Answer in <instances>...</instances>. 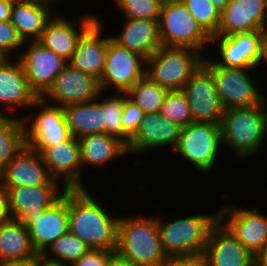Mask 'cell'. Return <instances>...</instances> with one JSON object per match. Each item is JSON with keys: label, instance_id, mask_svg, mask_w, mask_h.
Instances as JSON below:
<instances>
[{"label": "cell", "instance_id": "1", "mask_svg": "<svg viewBox=\"0 0 267 266\" xmlns=\"http://www.w3.org/2000/svg\"><path fill=\"white\" fill-rule=\"evenodd\" d=\"M100 204L88 188L67 189L68 231L91 249L116 251L120 217Z\"/></svg>", "mask_w": 267, "mask_h": 266}, {"label": "cell", "instance_id": "2", "mask_svg": "<svg viewBox=\"0 0 267 266\" xmlns=\"http://www.w3.org/2000/svg\"><path fill=\"white\" fill-rule=\"evenodd\" d=\"M220 127L223 148L229 147L237 160L254 157L267 140V99L254 106L224 110Z\"/></svg>", "mask_w": 267, "mask_h": 266}, {"label": "cell", "instance_id": "3", "mask_svg": "<svg viewBox=\"0 0 267 266\" xmlns=\"http://www.w3.org/2000/svg\"><path fill=\"white\" fill-rule=\"evenodd\" d=\"M116 253L134 266H163L169 257L160 240L157 217L120 216Z\"/></svg>", "mask_w": 267, "mask_h": 266}, {"label": "cell", "instance_id": "4", "mask_svg": "<svg viewBox=\"0 0 267 266\" xmlns=\"http://www.w3.org/2000/svg\"><path fill=\"white\" fill-rule=\"evenodd\" d=\"M157 216L161 243L168 257L203 254L212 227L219 221V212L191 214L163 223Z\"/></svg>", "mask_w": 267, "mask_h": 266}, {"label": "cell", "instance_id": "5", "mask_svg": "<svg viewBox=\"0 0 267 266\" xmlns=\"http://www.w3.org/2000/svg\"><path fill=\"white\" fill-rule=\"evenodd\" d=\"M203 59L191 48L161 46L146 59L145 75L168 91L182 90Z\"/></svg>", "mask_w": 267, "mask_h": 266}, {"label": "cell", "instance_id": "6", "mask_svg": "<svg viewBox=\"0 0 267 266\" xmlns=\"http://www.w3.org/2000/svg\"><path fill=\"white\" fill-rule=\"evenodd\" d=\"M158 28L162 46L186 47L203 54V49L211 44V37L182 1L162 4Z\"/></svg>", "mask_w": 267, "mask_h": 266}, {"label": "cell", "instance_id": "7", "mask_svg": "<svg viewBox=\"0 0 267 266\" xmlns=\"http://www.w3.org/2000/svg\"><path fill=\"white\" fill-rule=\"evenodd\" d=\"M220 148H223L220 125L192 122L182 127L173 151L201 173L208 174L216 166Z\"/></svg>", "mask_w": 267, "mask_h": 266}, {"label": "cell", "instance_id": "8", "mask_svg": "<svg viewBox=\"0 0 267 266\" xmlns=\"http://www.w3.org/2000/svg\"><path fill=\"white\" fill-rule=\"evenodd\" d=\"M203 65L211 72L217 94L225 110L261 104L266 97L256 87L249 73L254 68H234L216 65L204 56Z\"/></svg>", "mask_w": 267, "mask_h": 266}, {"label": "cell", "instance_id": "9", "mask_svg": "<svg viewBox=\"0 0 267 266\" xmlns=\"http://www.w3.org/2000/svg\"><path fill=\"white\" fill-rule=\"evenodd\" d=\"M34 107L29 116L21 118L27 147L40 152L44 147L63 142L72 136L63 107L47 103L42 98H38L30 108ZM37 109L40 111L35 114Z\"/></svg>", "mask_w": 267, "mask_h": 266}, {"label": "cell", "instance_id": "10", "mask_svg": "<svg viewBox=\"0 0 267 266\" xmlns=\"http://www.w3.org/2000/svg\"><path fill=\"white\" fill-rule=\"evenodd\" d=\"M146 59L115 43L109 35L104 69L99 79L102 91L113 88L116 92H127L145 76Z\"/></svg>", "mask_w": 267, "mask_h": 266}, {"label": "cell", "instance_id": "11", "mask_svg": "<svg viewBox=\"0 0 267 266\" xmlns=\"http://www.w3.org/2000/svg\"><path fill=\"white\" fill-rule=\"evenodd\" d=\"M24 44L27 45L24 53L20 51L14 58H18L23 65L30 89L41 98L68 61L37 40L25 41Z\"/></svg>", "mask_w": 267, "mask_h": 266}, {"label": "cell", "instance_id": "12", "mask_svg": "<svg viewBox=\"0 0 267 266\" xmlns=\"http://www.w3.org/2000/svg\"><path fill=\"white\" fill-rule=\"evenodd\" d=\"M267 31L235 33L229 36H213L211 44L218 45L219 59L211 60L216 65L234 68H256L261 60V52Z\"/></svg>", "mask_w": 267, "mask_h": 266}, {"label": "cell", "instance_id": "13", "mask_svg": "<svg viewBox=\"0 0 267 266\" xmlns=\"http://www.w3.org/2000/svg\"><path fill=\"white\" fill-rule=\"evenodd\" d=\"M101 91L97 78L67 63L41 98L47 103L65 107L95 100Z\"/></svg>", "mask_w": 267, "mask_h": 266}, {"label": "cell", "instance_id": "14", "mask_svg": "<svg viewBox=\"0 0 267 266\" xmlns=\"http://www.w3.org/2000/svg\"><path fill=\"white\" fill-rule=\"evenodd\" d=\"M190 106L193 122L220 125L224 108L211 72L202 64L182 89Z\"/></svg>", "mask_w": 267, "mask_h": 266}, {"label": "cell", "instance_id": "15", "mask_svg": "<svg viewBox=\"0 0 267 266\" xmlns=\"http://www.w3.org/2000/svg\"><path fill=\"white\" fill-rule=\"evenodd\" d=\"M219 220L255 257L267 243V215L258 209L225 205L219 209Z\"/></svg>", "mask_w": 267, "mask_h": 266}, {"label": "cell", "instance_id": "16", "mask_svg": "<svg viewBox=\"0 0 267 266\" xmlns=\"http://www.w3.org/2000/svg\"><path fill=\"white\" fill-rule=\"evenodd\" d=\"M39 153L50 175L56 180L63 179L67 189L86 188L81 179L82 162L78 138L71 136L63 142L44 147Z\"/></svg>", "mask_w": 267, "mask_h": 266}, {"label": "cell", "instance_id": "17", "mask_svg": "<svg viewBox=\"0 0 267 266\" xmlns=\"http://www.w3.org/2000/svg\"><path fill=\"white\" fill-rule=\"evenodd\" d=\"M20 220L29 230L35 251L45 253L60 236L68 232L67 190L42 214L23 216Z\"/></svg>", "mask_w": 267, "mask_h": 266}, {"label": "cell", "instance_id": "18", "mask_svg": "<svg viewBox=\"0 0 267 266\" xmlns=\"http://www.w3.org/2000/svg\"><path fill=\"white\" fill-rule=\"evenodd\" d=\"M53 16L45 24L40 38L37 40L44 47L52 50L69 61L77 48L78 41L83 33L98 19L96 13L83 14L80 20L74 21L67 17ZM95 14V15H94ZM71 21V22H70ZM78 22V23H77Z\"/></svg>", "mask_w": 267, "mask_h": 266}, {"label": "cell", "instance_id": "19", "mask_svg": "<svg viewBox=\"0 0 267 266\" xmlns=\"http://www.w3.org/2000/svg\"><path fill=\"white\" fill-rule=\"evenodd\" d=\"M182 127L160 113L144 114L136 133L130 138L129 155L139 156L151 149L169 147L172 152L178 143ZM150 149V150H149Z\"/></svg>", "mask_w": 267, "mask_h": 266}, {"label": "cell", "instance_id": "20", "mask_svg": "<svg viewBox=\"0 0 267 266\" xmlns=\"http://www.w3.org/2000/svg\"><path fill=\"white\" fill-rule=\"evenodd\" d=\"M1 182L6 188L34 187L39 185H63L54 179L39 152L30 147L23 149L6 165Z\"/></svg>", "mask_w": 267, "mask_h": 266}, {"label": "cell", "instance_id": "21", "mask_svg": "<svg viewBox=\"0 0 267 266\" xmlns=\"http://www.w3.org/2000/svg\"><path fill=\"white\" fill-rule=\"evenodd\" d=\"M258 30L267 31V0H229L215 36Z\"/></svg>", "mask_w": 267, "mask_h": 266}, {"label": "cell", "instance_id": "22", "mask_svg": "<svg viewBox=\"0 0 267 266\" xmlns=\"http://www.w3.org/2000/svg\"><path fill=\"white\" fill-rule=\"evenodd\" d=\"M203 255L207 266H255V256L220 220L209 233Z\"/></svg>", "mask_w": 267, "mask_h": 266}, {"label": "cell", "instance_id": "23", "mask_svg": "<svg viewBox=\"0 0 267 266\" xmlns=\"http://www.w3.org/2000/svg\"><path fill=\"white\" fill-rule=\"evenodd\" d=\"M61 185H39L34 187L7 188L10 218L37 216L56 203L67 190ZM62 191V192H61Z\"/></svg>", "mask_w": 267, "mask_h": 266}, {"label": "cell", "instance_id": "24", "mask_svg": "<svg viewBox=\"0 0 267 266\" xmlns=\"http://www.w3.org/2000/svg\"><path fill=\"white\" fill-rule=\"evenodd\" d=\"M99 18L83 33L68 63L75 69L100 79L104 69L109 36H102Z\"/></svg>", "mask_w": 267, "mask_h": 266}, {"label": "cell", "instance_id": "25", "mask_svg": "<svg viewBox=\"0 0 267 266\" xmlns=\"http://www.w3.org/2000/svg\"><path fill=\"white\" fill-rule=\"evenodd\" d=\"M58 0H14L10 22L25 41L38 40ZM54 4V6H53Z\"/></svg>", "mask_w": 267, "mask_h": 266}, {"label": "cell", "instance_id": "26", "mask_svg": "<svg viewBox=\"0 0 267 266\" xmlns=\"http://www.w3.org/2000/svg\"><path fill=\"white\" fill-rule=\"evenodd\" d=\"M16 61L14 62V60ZM0 68V105L2 110L16 107H31L38 99L37 95L30 89L25 76L23 65L18 58H13ZM2 110L0 114H3Z\"/></svg>", "mask_w": 267, "mask_h": 266}, {"label": "cell", "instance_id": "27", "mask_svg": "<svg viewBox=\"0 0 267 266\" xmlns=\"http://www.w3.org/2000/svg\"><path fill=\"white\" fill-rule=\"evenodd\" d=\"M36 255L29 230L21 220L9 218L0 223V266L31 261Z\"/></svg>", "mask_w": 267, "mask_h": 266}, {"label": "cell", "instance_id": "28", "mask_svg": "<svg viewBox=\"0 0 267 266\" xmlns=\"http://www.w3.org/2000/svg\"><path fill=\"white\" fill-rule=\"evenodd\" d=\"M121 33L111 39L129 51L150 57L162 44L159 37L158 20H143L126 18Z\"/></svg>", "mask_w": 267, "mask_h": 266}, {"label": "cell", "instance_id": "29", "mask_svg": "<svg viewBox=\"0 0 267 266\" xmlns=\"http://www.w3.org/2000/svg\"><path fill=\"white\" fill-rule=\"evenodd\" d=\"M82 162V179L85 167L108 166L116 158L128 155L127 147L118 139L106 133H97L78 138ZM96 166V167H95ZM84 167V168H83Z\"/></svg>", "mask_w": 267, "mask_h": 266}, {"label": "cell", "instance_id": "30", "mask_svg": "<svg viewBox=\"0 0 267 266\" xmlns=\"http://www.w3.org/2000/svg\"><path fill=\"white\" fill-rule=\"evenodd\" d=\"M71 135L81 138L86 135L105 133L104 111L97 99L63 107Z\"/></svg>", "mask_w": 267, "mask_h": 266}, {"label": "cell", "instance_id": "31", "mask_svg": "<svg viewBox=\"0 0 267 266\" xmlns=\"http://www.w3.org/2000/svg\"><path fill=\"white\" fill-rule=\"evenodd\" d=\"M25 145L24 124L21 117L0 114V176L6 165Z\"/></svg>", "mask_w": 267, "mask_h": 266}, {"label": "cell", "instance_id": "32", "mask_svg": "<svg viewBox=\"0 0 267 266\" xmlns=\"http://www.w3.org/2000/svg\"><path fill=\"white\" fill-rule=\"evenodd\" d=\"M113 95H107L102 98L101 91L97 100L104 111L105 133L121 141L127 148L130 143V137L124 132L122 124V111L124 100L128 97L126 92H113Z\"/></svg>", "mask_w": 267, "mask_h": 266}, {"label": "cell", "instance_id": "33", "mask_svg": "<svg viewBox=\"0 0 267 266\" xmlns=\"http://www.w3.org/2000/svg\"><path fill=\"white\" fill-rule=\"evenodd\" d=\"M144 114L159 113L168 90L151 81L146 75L137 81L127 92Z\"/></svg>", "mask_w": 267, "mask_h": 266}, {"label": "cell", "instance_id": "34", "mask_svg": "<svg viewBox=\"0 0 267 266\" xmlns=\"http://www.w3.org/2000/svg\"><path fill=\"white\" fill-rule=\"evenodd\" d=\"M90 249L86 243L68 231L60 236L44 254L66 266H71Z\"/></svg>", "mask_w": 267, "mask_h": 266}, {"label": "cell", "instance_id": "35", "mask_svg": "<svg viewBox=\"0 0 267 266\" xmlns=\"http://www.w3.org/2000/svg\"><path fill=\"white\" fill-rule=\"evenodd\" d=\"M159 113L181 127L193 122L190 106L183 90L168 91Z\"/></svg>", "mask_w": 267, "mask_h": 266}, {"label": "cell", "instance_id": "36", "mask_svg": "<svg viewBox=\"0 0 267 266\" xmlns=\"http://www.w3.org/2000/svg\"><path fill=\"white\" fill-rule=\"evenodd\" d=\"M203 30L213 37L220 25V12L210 0H181Z\"/></svg>", "mask_w": 267, "mask_h": 266}, {"label": "cell", "instance_id": "37", "mask_svg": "<svg viewBox=\"0 0 267 266\" xmlns=\"http://www.w3.org/2000/svg\"><path fill=\"white\" fill-rule=\"evenodd\" d=\"M115 4L125 18L159 20L163 3L161 0H118Z\"/></svg>", "mask_w": 267, "mask_h": 266}, {"label": "cell", "instance_id": "38", "mask_svg": "<svg viewBox=\"0 0 267 266\" xmlns=\"http://www.w3.org/2000/svg\"><path fill=\"white\" fill-rule=\"evenodd\" d=\"M26 45L24 41L17 33L15 27L11 24L10 20L0 22V49L5 51L7 54L18 52V49L24 48Z\"/></svg>", "mask_w": 267, "mask_h": 266}, {"label": "cell", "instance_id": "39", "mask_svg": "<svg viewBox=\"0 0 267 266\" xmlns=\"http://www.w3.org/2000/svg\"><path fill=\"white\" fill-rule=\"evenodd\" d=\"M144 112L128 97L124 100L122 124L124 132L131 138L142 121Z\"/></svg>", "mask_w": 267, "mask_h": 266}, {"label": "cell", "instance_id": "40", "mask_svg": "<svg viewBox=\"0 0 267 266\" xmlns=\"http://www.w3.org/2000/svg\"><path fill=\"white\" fill-rule=\"evenodd\" d=\"M115 253L113 250L90 249L71 266H107Z\"/></svg>", "mask_w": 267, "mask_h": 266}, {"label": "cell", "instance_id": "41", "mask_svg": "<svg viewBox=\"0 0 267 266\" xmlns=\"http://www.w3.org/2000/svg\"><path fill=\"white\" fill-rule=\"evenodd\" d=\"M163 266H207V264L203 254H196L169 257Z\"/></svg>", "mask_w": 267, "mask_h": 266}, {"label": "cell", "instance_id": "42", "mask_svg": "<svg viewBox=\"0 0 267 266\" xmlns=\"http://www.w3.org/2000/svg\"><path fill=\"white\" fill-rule=\"evenodd\" d=\"M10 218L8 212V191L0 180V223Z\"/></svg>", "mask_w": 267, "mask_h": 266}, {"label": "cell", "instance_id": "43", "mask_svg": "<svg viewBox=\"0 0 267 266\" xmlns=\"http://www.w3.org/2000/svg\"><path fill=\"white\" fill-rule=\"evenodd\" d=\"M32 260L36 266H66L58 260L48 257L44 253H37Z\"/></svg>", "mask_w": 267, "mask_h": 266}, {"label": "cell", "instance_id": "44", "mask_svg": "<svg viewBox=\"0 0 267 266\" xmlns=\"http://www.w3.org/2000/svg\"><path fill=\"white\" fill-rule=\"evenodd\" d=\"M14 0H0V22L10 20Z\"/></svg>", "mask_w": 267, "mask_h": 266}, {"label": "cell", "instance_id": "45", "mask_svg": "<svg viewBox=\"0 0 267 266\" xmlns=\"http://www.w3.org/2000/svg\"><path fill=\"white\" fill-rule=\"evenodd\" d=\"M107 266H134L128 260L122 258L117 253H115L109 260Z\"/></svg>", "mask_w": 267, "mask_h": 266}, {"label": "cell", "instance_id": "46", "mask_svg": "<svg viewBox=\"0 0 267 266\" xmlns=\"http://www.w3.org/2000/svg\"><path fill=\"white\" fill-rule=\"evenodd\" d=\"M255 266H267V243L255 257Z\"/></svg>", "mask_w": 267, "mask_h": 266}, {"label": "cell", "instance_id": "47", "mask_svg": "<svg viewBox=\"0 0 267 266\" xmlns=\"http://www.w3.org/2000/svg\"><path fill=\"white\" fill-rule=\"evenodd\" d=\"M262 63H265L267 64V35L266 37L264 38V41H263V45H262V52H261V60H260V63H259V67H262Z\"/></svg>", "mask_w": 267, "mask_h": 266}, {"label": "cell", "instance_id": "48", "mask_svg": "<svg viewBox=\"0 0 267 266\" xmlns=\"http://www.w3.org/2000/svg\"><path fill=\"white\" fill-rule=\"evenodd\" d=\"M215 8L221 13L229 3V0H210Z\"/></svg>", "mask_w": 267, "mask_h": 266}, {"label": "cell", "instance_id": "49", "mask_svg": "<svg viewBox=\"0 0 267 266\" xmlns=\"http://www.w3.org/2000/svg\"><path fill=\"white\" fill-rule=\"evenodd\" d=\"M13 57H11L9 54H7L5 51L0 49V68H2L7 62L12 60Z\"/></svg>", "mask_w": 267, "mask_h": 266}, {"label": "cell", "instance_id": "50", "mask_svg": "<svg viewBox=\"0 0 267 266\" xmlns=\"http://www.w3.org/2000/svg\"><path fill=\"white\" fill-rule=\"evenodd\" d=\"M6 266H36L34 261H27V262H20V263H14V264H9Z\"/></svg>", "mask_w": 267, "mask_h": 266}, {"label": "cell", "instance_id": "51", "mask_svg": "<svg viewBox=\"0 0 267 266\" xmlns=\"http://www.w3.org/2000/svg\"><path fill=\"white\" fill-rule=\"evenodd\" d=\"M162 3H167V2H175V1H181V0H161Z\"/></svg>", "mask_w": 267, "mask_h": 266}]
</instances>
